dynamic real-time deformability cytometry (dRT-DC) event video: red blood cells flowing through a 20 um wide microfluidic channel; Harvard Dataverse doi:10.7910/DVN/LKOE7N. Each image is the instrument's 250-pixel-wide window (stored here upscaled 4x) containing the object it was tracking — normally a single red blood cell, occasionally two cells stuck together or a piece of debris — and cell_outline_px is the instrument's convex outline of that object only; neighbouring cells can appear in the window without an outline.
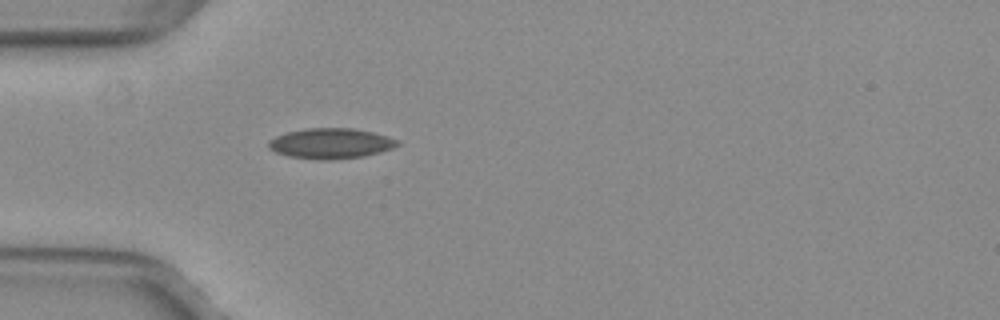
{"species": "common noctule bat (a hibernating species)", "species_latin": "Nyctalus noctula", "temperature_condition": "warm", "stored_images_in_passage": 38, "camera_frame_rate_fps": 3000, "um_per_image_px": 0.085, "animal": {"sex": "female", "body_mass_g": 29.2, "forearm_length_mm": 56.3}, "frame": {"image": 1, "passage_image": 1, "time_ms": 0.0, "image_size_px": [1000, 320], "cell_outline_px": [[400, 144], [392, 148], [380, 152], [364, 156], [332, 160], [316, 160], [288, 156], [276, 152], [268, 148], [268, 140], [276, 136], [288, 132], [304, 128], [352, 128], [372, 132], [400, 140]], "centroid_in_image_um": [28.1, 12.2], "position_along_channel_um": 56.9, "area_um2": 22.95}}
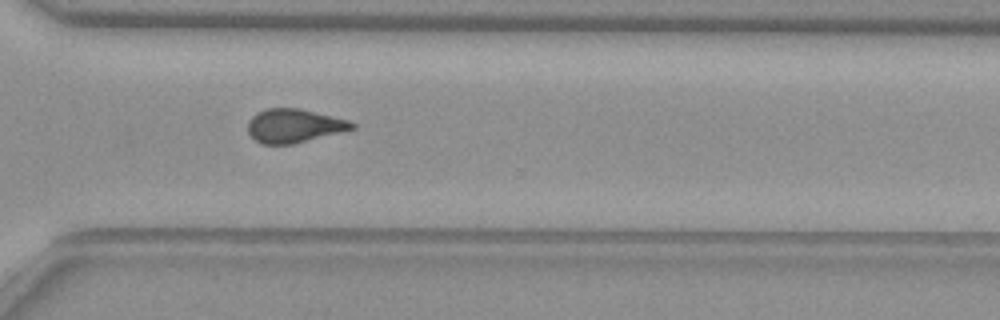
{"frame": {"image": 2, "passage_image": 23, "time_ms": 7.333, "image_size_px": [1000, 320], "cell_outline_px": [[356, 128], [292, 144], [260, 144], [248, 132], [248, 120], [256, 112], [268, 108], [300, 108], [348, 120], [356, 124]], "centroid_in_image_um": [24.97, 10.68], "position_along_channel_um": 345.6, "area_um2": 20.35}}
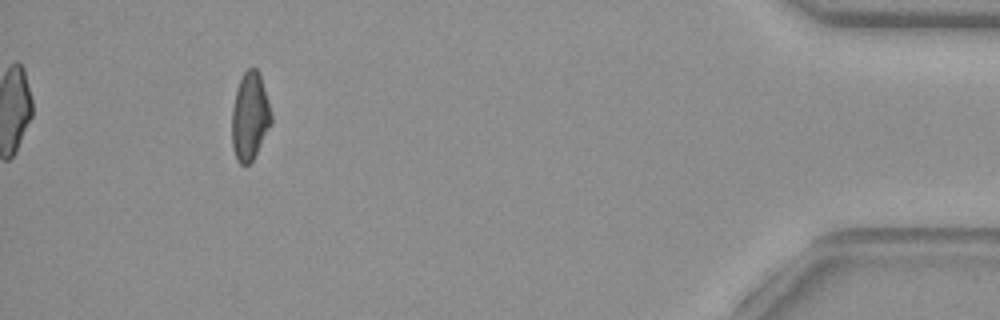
{"frame": {"image": 3, "passage_image": 33, "time_ms": 10.667, "image_size_px": [1000, 320], "cell_outline_px": [[272, 124], [252, 160], [248, 164], [240, 164], [236, 160], [232, 148], [232, 108], [236, 88], [244, 72], [248, 68], [256, 68], [260, 76], [268, 100], [272, 116]], "centroid_in_image_um": [21.23, 9.91], "position_along_channel_um": 414.0, "area_um2": 20.11}, "authors_computed_cell_mechanics": {"area_um2": 21.1548, "velocity_mm_per_s": 4.0185, "shape_relaxation_time_tau1_ms": null, "shape_relaxation_time_tau2_ms": 1.4659, "deformation_change_tau1": null, "deformation_change_tau2": 0.0758}}